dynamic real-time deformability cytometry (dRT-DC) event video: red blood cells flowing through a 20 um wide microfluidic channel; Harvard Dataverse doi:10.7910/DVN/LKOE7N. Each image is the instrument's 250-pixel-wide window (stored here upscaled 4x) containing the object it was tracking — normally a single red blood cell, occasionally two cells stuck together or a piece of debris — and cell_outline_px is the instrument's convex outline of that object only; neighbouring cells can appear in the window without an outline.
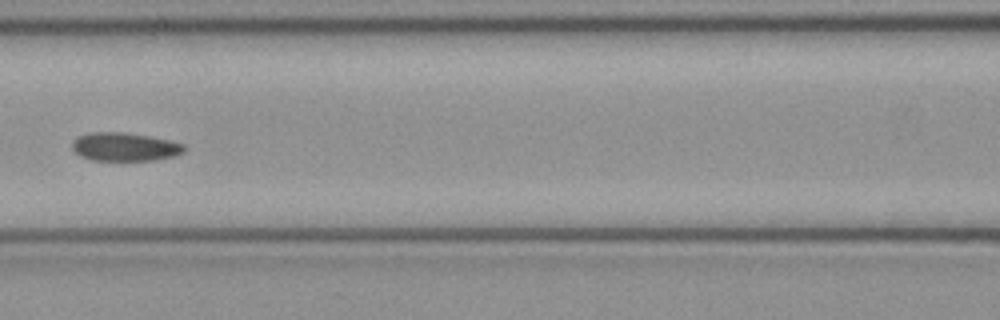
{"species": "common noctule bat (a hibernating species)", "species_latin": "Nyctalus noctula", "temperature_condition": "cold", "stored_images_in_passage": 7, "camera_frame_rate_fps": 3000, "um_per_image_px": 0.085, "animal": {"sex": "female", "body_mass_g": 21.9}, "frame": {"image": 1, "passage_image": 7, "time_ms": 2.0, "image_size_px": [1000, 320], "cell_outline_px": [[188, 148], [184, 152], [176, 156], [152, 160], [92, 160], [80, 156], [72, 148], [72, 140], [76, 136], [88, 132], [124, 132], [152, 136], [184, 144]], "centroid_in_image_um": [10.61, 12.47], "position_along_channel_um": 156.0, "area_um2": 18.84}}